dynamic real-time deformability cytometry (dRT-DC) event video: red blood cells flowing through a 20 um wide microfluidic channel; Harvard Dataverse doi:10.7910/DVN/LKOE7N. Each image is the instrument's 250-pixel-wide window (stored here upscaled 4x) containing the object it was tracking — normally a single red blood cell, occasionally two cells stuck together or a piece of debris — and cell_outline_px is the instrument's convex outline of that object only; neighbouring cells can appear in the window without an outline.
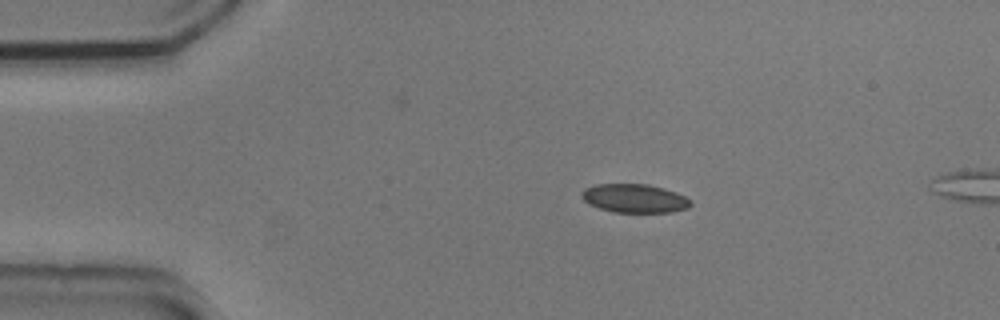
{"species": "common noctule bat (a hibernating species)", "species_latin": "Nyctalus noctula", "temperature_condition": "cold", "stored_images_in_passage": 6, "segment_of_instrument_passage": [1, 2], "camera_frame_rate_fps": 3000, "um_per_image_px": 0.085, "animal": {"sex": "male", "body_mass_g": 20.5, "forearm_length_mm": 52.5}, "frame": {"image": 1, "passage_image": 1, "time_ms": 0.0, "image_size_px": [1000, 320], "cell_outline_px": [[692, 204], [688, 208], [672, 212], [612, 212], [588, 204], [580, 196], [580, 192], [584, 188], [596, 184], [648, 184], [664, 188], [676, 192], [692, 200]], "centroid_in_image_um": [53.92, 16.85], "position_along_channel_um": 31.1, "area_um2": 18.38}}